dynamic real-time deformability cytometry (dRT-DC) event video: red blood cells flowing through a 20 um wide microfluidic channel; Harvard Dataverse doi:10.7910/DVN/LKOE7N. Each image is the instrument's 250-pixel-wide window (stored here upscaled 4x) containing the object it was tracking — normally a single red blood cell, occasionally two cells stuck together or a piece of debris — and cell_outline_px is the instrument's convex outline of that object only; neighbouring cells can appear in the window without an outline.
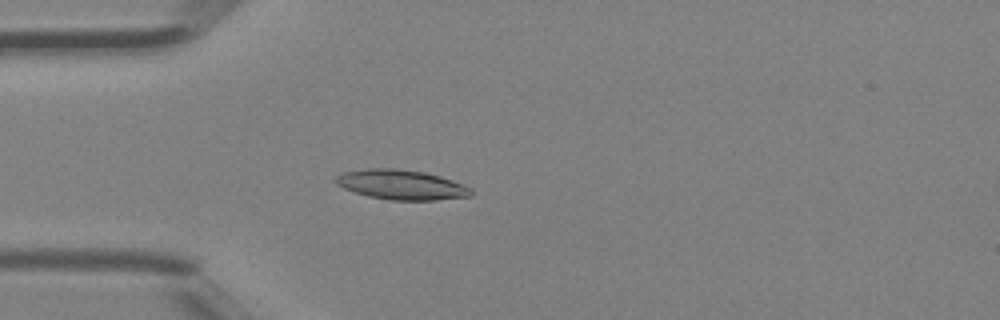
{"species": "Egyptian fruit bat (a non-hibernating species)", "species_latin": "Rousettus aegyptiacus", "temperature_condition": "room temperature", "stored_images_in_passage": 4, "camera_frame_rate_fps": 3000, "um_per_image_px": 0.085, "animal": {"sex": "female"}, "frame": {"image": 1, "passage_image": 4, "time_ms": 1.0, "image_size_px": [1000, 320], "cell_outline_px": [[472, 196], [436, 200], [392, 200], [368, 196], [344, 188], [336, 184], [332, 180], [336, 176], [344, 172], [368, 168], [392, 168], [424, 172], [440, 176], [464, 184], [472, 188]], "centroid_in_image_um": [34.13, 15.7], "position_along_channel_um": 50.9, "area_um2": 23.52}}